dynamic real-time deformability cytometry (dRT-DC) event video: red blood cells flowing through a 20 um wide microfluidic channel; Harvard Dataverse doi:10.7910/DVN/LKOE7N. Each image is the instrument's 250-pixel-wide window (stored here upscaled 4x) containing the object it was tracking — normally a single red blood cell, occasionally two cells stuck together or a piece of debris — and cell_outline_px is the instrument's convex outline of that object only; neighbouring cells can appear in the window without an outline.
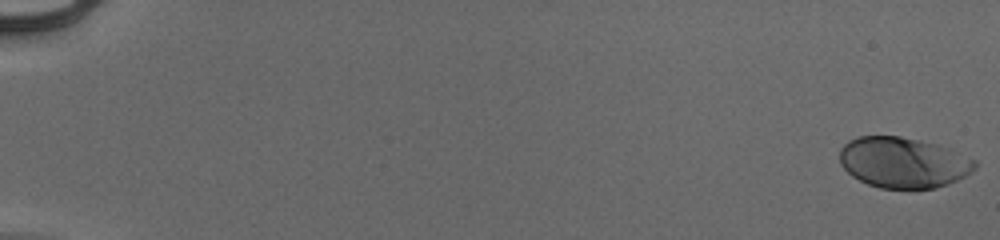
{"species": "human", "species_latin": "Homo sapiens", "temperature_condition": "cold", "stored_images_in_passage": 55, "camera_frame_rate_fps": 3000, "um_per_image_px": 0.085, "donor": {"sex": "male"}, "frame": {"image": 1, "passage_image": 1, "time_ms": 0.0, "image_size_px": [1000, 240], "cell_outline_px": [[976, 168], [964, 176], [948, 184], [936, 188], [880, 188], [868, 184], [852, 176], [840, 164], [840, 148], [848, 140], [856, 136], [900, 136], [920, 140], [952, 148], [976, 160]], "centroid_in_image_um": [76.78, 13.8], "position_along_channel_um": 8.2, "area_um2": 40.11}}
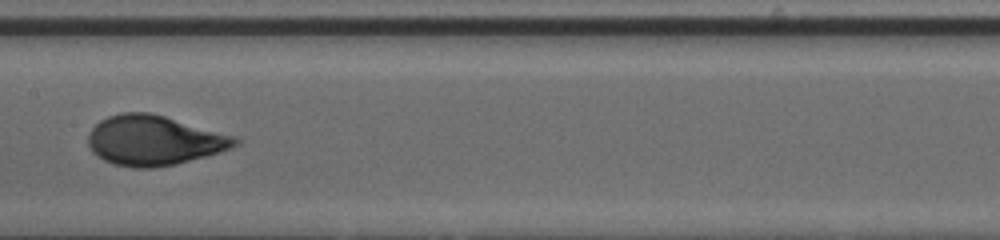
{"frame": {"image": 2, "passage_image": 31, "time_ms": 10.0, "image_size_px": [1000, 240], "cell_outline_px": [[240, 144], [232, 148], [220, 152], [176, 164], [152, 168], [132, 168], [116, 164], [104, 160], [96, 156], [92, 152], [88, 144], [88, 132], [100, 120], [108, 116], [120, 112], [148, 112], [164, 116], [240, 136]], "centroid_in_image_um": [13.13, 11.93], "position_along_channel_um": 194.3, "area_um2": 43.18}}
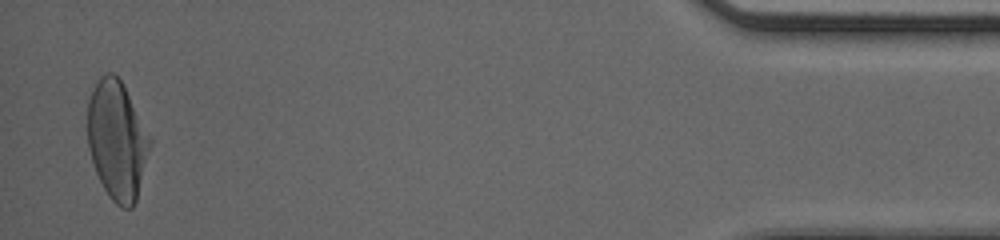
{"frame": {"image": 3, "passage_image": 54, "time_ms": 17.667, "image_size_px": [1000, 240], "cell_outline_px": [[152, 144], [136, 200], [132, 208], [120, 208], [108, 196], [96, 172], [88, 148], [88, 100], [100, 76], [108, 72], [112, 72], [120, 80], [152, 140]], "centroid_in_image_um": [9.95, 11.96], "position_along_channel_um": 425.2, "area_um2": 42.71}, "authors_computed_cell_mechanics": {"area_um2": 41.2692, "velocity_mm_per_s": 3.9377, "shape_relaxation_time_tau1_ms": 3.7979, "shape_relaxation_time_tau2_ms": null, "deformation_change_tau1": 0.1858, "deformation_change_tau2": null}}